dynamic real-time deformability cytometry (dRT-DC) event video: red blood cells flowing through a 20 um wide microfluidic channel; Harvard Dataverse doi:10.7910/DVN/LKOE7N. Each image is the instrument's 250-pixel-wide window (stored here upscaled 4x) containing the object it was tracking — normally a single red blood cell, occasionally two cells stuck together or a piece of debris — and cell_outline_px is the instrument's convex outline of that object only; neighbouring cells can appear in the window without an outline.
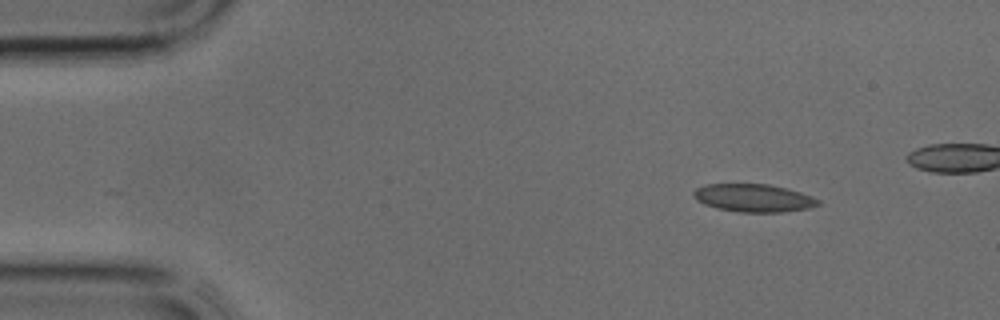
{"species": "common noctule bat (a hibernating species)", "species_latin": "Nyctalus noctula", "temperature_condition": "cold", "stored_images_in_passage": 30, "camera_frame_rate_fps": 3000, "um_per_image_px": 0.085, "animal": {"sex": "male", "body_mass_g": 17.9, "forearm_length_mm": 54.2}, "frame": {"image": 1, "passage_image": 1, "time_ms": 0.0, "image_size_px": [1000, 320], "cell_outline_px": [[820, 204], [808, 208], [780, 212], [740, 212], [716, 208], [704, 204], [696, 200], [692, 196], [692, 192], [696, 188], [704, 184], [768, 184], [788, 188], [812, 196], [820, 200]], "centroid_in_image_um": [64.02, 16.82], "position_along_channel_um": 21.0, "area_um2": 20.35}}
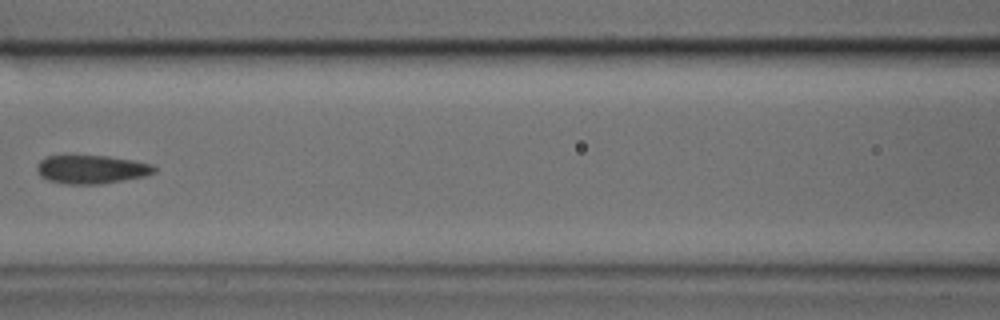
{"frame": {"image": 2, "passage_image": 13, "time_ms": 4.0, "image_size_px": [1000, 320], "cell_outline_px": [[156, 172], [144, 176], [104, 184], [64, 184], [48, 180], [40, 176], [36, 168], [36, 164], [40, 160], [48, 156], [108, 156], [132, 160], [152, 164], [156, 168]], "centroid_in_image_um": [7.77, 14.4], "position_along_channel_um": 158.8, "area_um2": 19.54}}
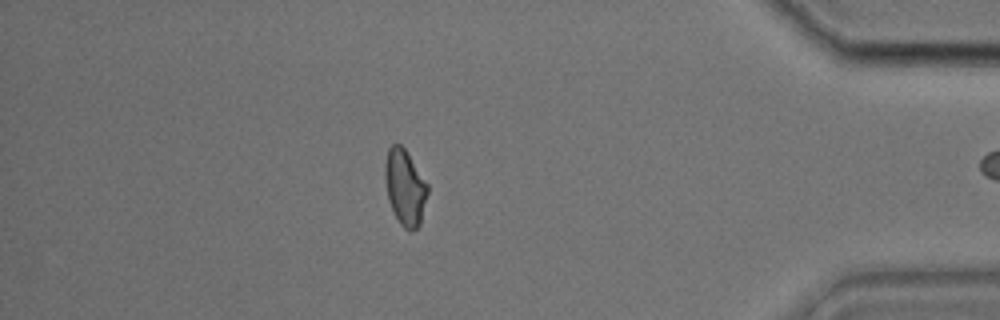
{"frame": {"image": 3, "passage_image": 29, "time_ms": 9.333, "image_size_px": [1000, 320], "cell_outline_px": [[428, 192], [420, 224], [412, 232], [408, 232], [400, 224], [392, 212], [388, 200], [384, 176], [384, 164], [388, 148], [392, 144], [400, 144], [404, 148], [428, 184]], "centroid_in_image_um": [34.4, 15.95], "position_along_channel_um": 400.8, "area_um2": 19.02}}